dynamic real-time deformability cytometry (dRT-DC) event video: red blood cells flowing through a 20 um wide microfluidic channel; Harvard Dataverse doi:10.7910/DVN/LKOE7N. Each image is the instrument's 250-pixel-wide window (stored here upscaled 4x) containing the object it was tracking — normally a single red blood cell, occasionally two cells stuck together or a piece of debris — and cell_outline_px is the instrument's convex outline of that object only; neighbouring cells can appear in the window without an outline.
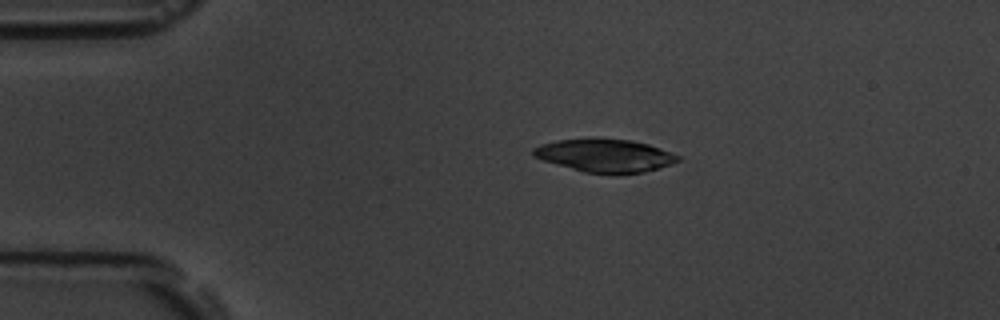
{"species": "common noctule bat (a hibernating species)", "species_latin": "Nyctalus noctula", "temperature_condition": "room temperature", "stored_images_in_passage": 4, "camera_frame_rate_fps": 3000, "um_per_image_px": 0.085, "animal": {"sex": "male", "body_mass_g": 19.5, "forearm_length_mm": 54.6}, "frame": {"image": 1, "passage_image": 2, "time_ms": 1.333, "image_size_px": [1000, 320], "cell_outline_px": [[680, 160], [660, 168], [644, 172], [616, 176], [584, 172], [556, 164], [532, 156], [532, 148], [540, 144], [556, 140], [592, 136], [632, 140], [648, 144], [660, 148], [680, 156]], "centroid_in_image_um": [51.4, 13.21], "position_along_channel_um": 33.6, "area_um2": 28.84}}